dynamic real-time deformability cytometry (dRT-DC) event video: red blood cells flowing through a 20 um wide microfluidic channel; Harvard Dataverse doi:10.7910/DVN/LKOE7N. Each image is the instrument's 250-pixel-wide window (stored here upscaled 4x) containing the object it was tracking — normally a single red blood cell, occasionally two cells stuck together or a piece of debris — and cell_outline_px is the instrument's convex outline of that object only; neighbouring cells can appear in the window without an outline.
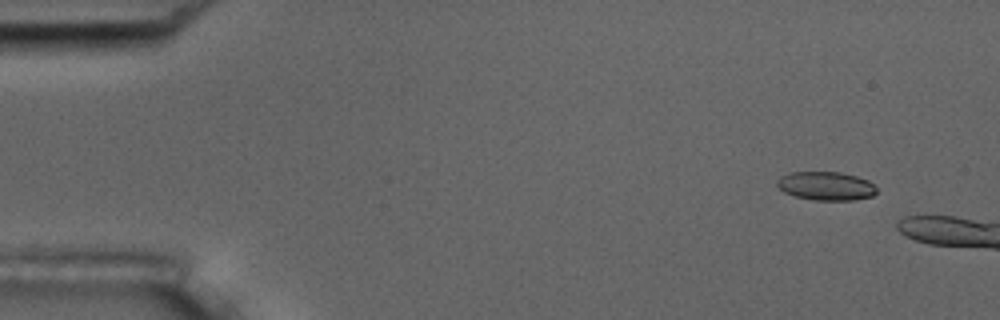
{"species": "common noctule bat (a hibernating species)", "species_latin": "Nyctalus noctula", "temperature_condition": "room temperature", "stored_images_in_passage": 4, "camera_frame_rate_fps": 3000, "um_per_image_px": 0.085, "animal": {"sex": "male", "body_mass_g": 17.5, "forearm_length_mm": 52.3}, "frame": {"image": 1, "passage_image": 1, "time_ms": 0.0, "image_size_px": [1000, 320], "cell_outline_px": [[876, 192], [872, 196], [852, 200], [812, 200], [796, 196], [784, 192], [776, 184], [776, 180], [780, 176], [792, 172], [840, 172], [856, 176], [868, 180], [876, 188]], "centroid_in_image_um": [70.19, 15.8], "position_along_channel_um": 14.8, "area_um2": 16.53}}